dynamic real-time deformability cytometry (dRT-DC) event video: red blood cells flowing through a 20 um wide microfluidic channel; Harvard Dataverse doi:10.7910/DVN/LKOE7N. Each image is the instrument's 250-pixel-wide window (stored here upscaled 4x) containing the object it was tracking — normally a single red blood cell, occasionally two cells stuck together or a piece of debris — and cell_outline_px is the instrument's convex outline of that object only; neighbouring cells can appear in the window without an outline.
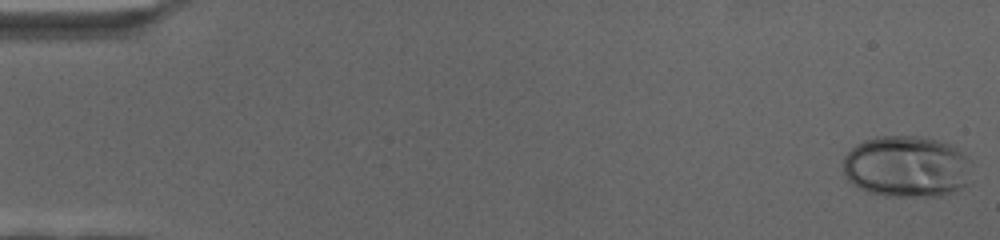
{"species": "human", "species_latin": "Homo sapiens", "temperature_condition": "cold", "stored_images_in_passage": 68, "camera_frame_rate_fps": 3000, "um_per_image_px": 0.085, "donor": {"sex": "female"}, "frame": {"image": 1, "passage_image": 1, "time_ms": 0.0, "image_size_px": [1000, 240], "cell_outline_px": [[972, 180], [968, 184], [952, 192], [940, 196], [884, 196], [868, 192], [852, 184], [848, 180], [844, 172], [844, 156], [856, 144], [864, 140], [876, 136], [924, 136], [940, 140], [952, 144], [972, 160]], "centroid_in_image_um": [77.13, 14.15], "position_along_channel_um": 7.9, "area_um2": 47.05}}
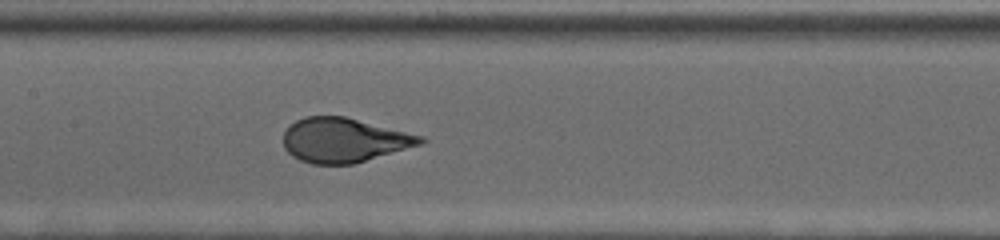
{"frame": {"image": 2, "passage_image": 34, "time_ms": 11.0, "image_size_px": [1000, 240], "cell_outline_px": [[428, 140], [420, 144], [352, 164], [312, 164], [300, 160], [292, 156], [284, 148], [284, 132], [296, 120], [308, 116], [344, 116], [424, 136]], "centroid_in_image_um": [29.22, 11.91], "position_along_channel_um": 178.2, "area_um2": 35.08}}
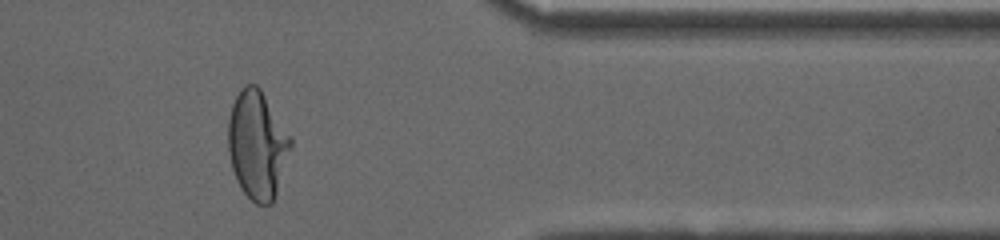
{"frame": {"image": 3, "passage_image": 57, "time_ms": 18.667, "image_size_px": [1000, 240], "cell_outline_px": [[292, 148], [272, 204], [256, 204], [240, 188], [236, 180], [232, 168], [228, 152], [228, 120], [232, 104], [240, 88], [244, 84], [256, 84], [260, 88], [292, 136]], "centroid_in_image_um": [21.87, 12.29], "position_along_channel_um": 389.5, "area_um2": 39.71}}